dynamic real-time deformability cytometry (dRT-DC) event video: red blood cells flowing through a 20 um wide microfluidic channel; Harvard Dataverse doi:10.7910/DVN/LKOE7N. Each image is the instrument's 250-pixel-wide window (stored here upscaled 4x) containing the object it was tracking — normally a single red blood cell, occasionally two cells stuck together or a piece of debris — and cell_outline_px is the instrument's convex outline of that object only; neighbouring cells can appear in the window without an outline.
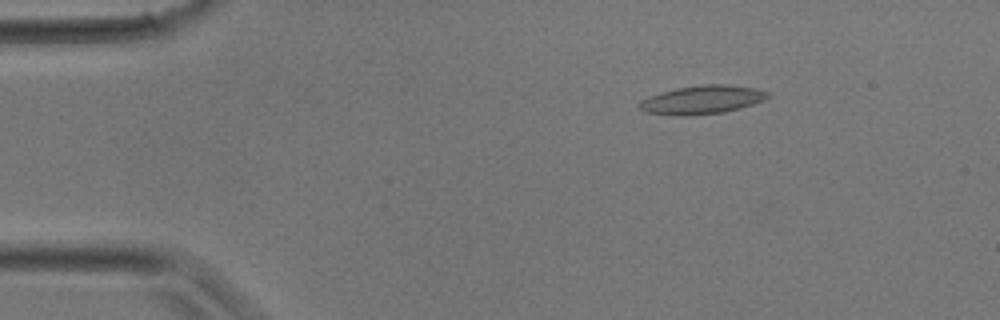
{"species": "common noctule bat (a hibernating species)", "species_latin": "Nyctalus noctula", "temperature_condition": "room temperature", "stored_images_in_passage": 34, "camera_frame_rate_fps": 3000, "um_per_image_px": 0.085, "animal": {"sex": "male", "body_mass_g": 17.9}, "frame": {"image": 1, "passage_image": 5, "time_ms": 1.333, "image_size_px": [1000, 320], "cell_outline_px": [[768, 96], [764, 100], [740, 108], [724, 112], [692, 116], [676, 116], [648, 112], [640, 108], [636, 104], [640, 100], [648, 96], [660, 92], [676, 88], [704, 84], [728, 84], [756, 88], [768, 92]], "centroid_in_image_um": [59.65, 8.48], "position_along_channel_um": 25.4, "area_um2": 21.5}}
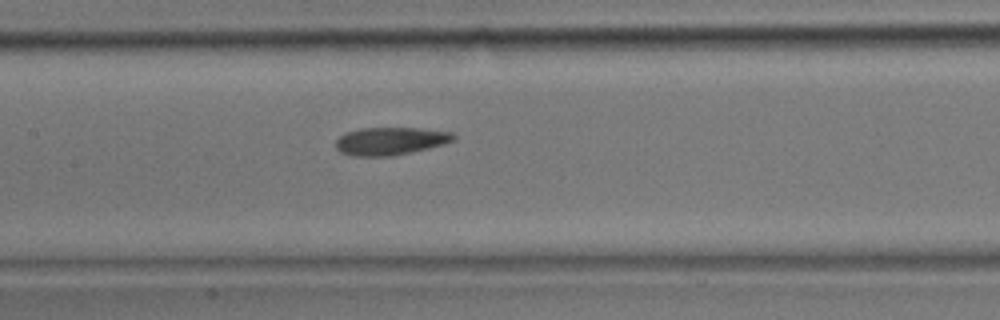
{"frame": {"image": 2, "passage_image": 16, "time_ms": 5.0, "image_size_px": [1000, 320], "cell_outline_px": [[456, 140], [444, 144], [412, 152], [392, 156], [348, 156], [340, 152], [336, 148], [336, 140], [344, 132], [360, 128], [420, 128], [452, 132], [456, 136]], "centroid_in_image_um": [33.17, 11.99], "position_along_channel_um": 174.2, "area_um2": 19.31}}
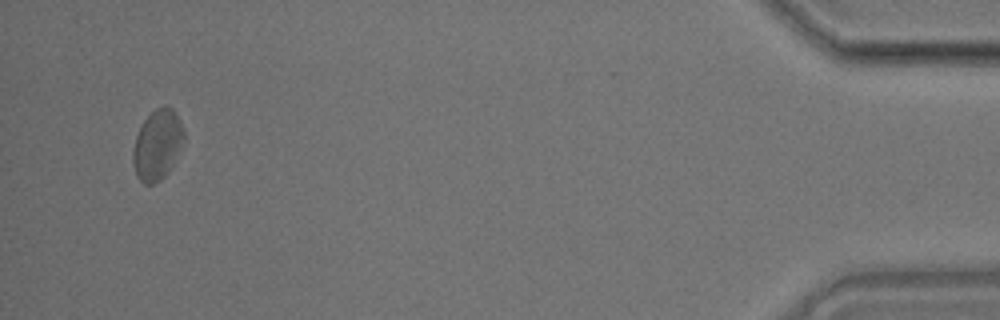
{"frame": {"image": 3, "passage_image": 33, "time_ms": 10.667, "image_size_px": [1000, 320], "cell_outline_px": [[184, 140], [172, 164], [164, 176], [160, 180], [152, 184], [144, 184], [136, 176], [132, 164], [132, 152], [136, 136], [144, 120], [156, 108], [164, 104], [172, 108], [180, 120], [184, 128]], "centroid_in_image_um": [13.36, 12.29], "position_along_channel_um": 421.8, "area_um2": 20.75}}